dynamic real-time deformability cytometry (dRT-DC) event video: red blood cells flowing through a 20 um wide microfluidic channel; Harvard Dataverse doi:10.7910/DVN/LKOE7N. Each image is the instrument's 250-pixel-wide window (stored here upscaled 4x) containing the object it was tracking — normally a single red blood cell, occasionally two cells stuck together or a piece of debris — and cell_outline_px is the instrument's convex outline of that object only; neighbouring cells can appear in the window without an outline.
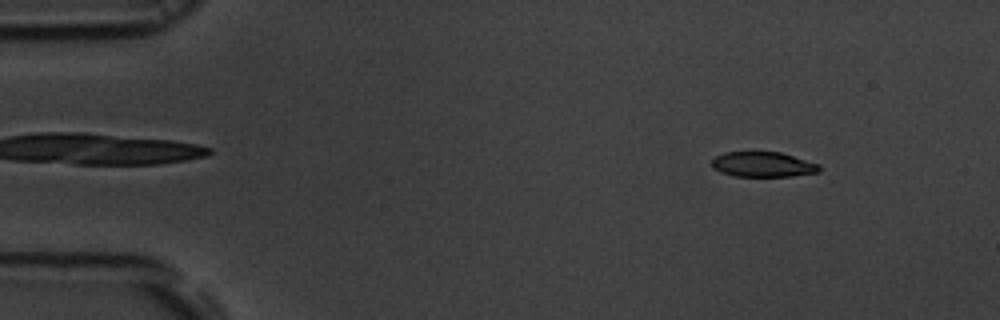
{"species": "common noctule bat (a hibernating species)", "species_latin": "Nyctalus noctula", "temperature_condition": "room temperature", "stored_images_in_passage": 54, "camera_frame_rate_fps": 3000, "um_per_image_px": 0.085, "animal": {"sex": "male", "body_mass_g": 19.5, "forearm_length_mm": 54.6}, "frame": {"image": 1, "passage_image": 6, "time_ms": 1.667, "image_size_px": [1000, 320], "cell_outline_px": [[820, 172], [792, 176], [732, 176], [720, 172], [712, 168], [712, 160], [716, 156], [724, 152], [780, 152], [820, 164]], "centroid_in_image_um": [64.84, 13.98], "position_along_channel_um": 20.2, "area_um2": 15.78}}
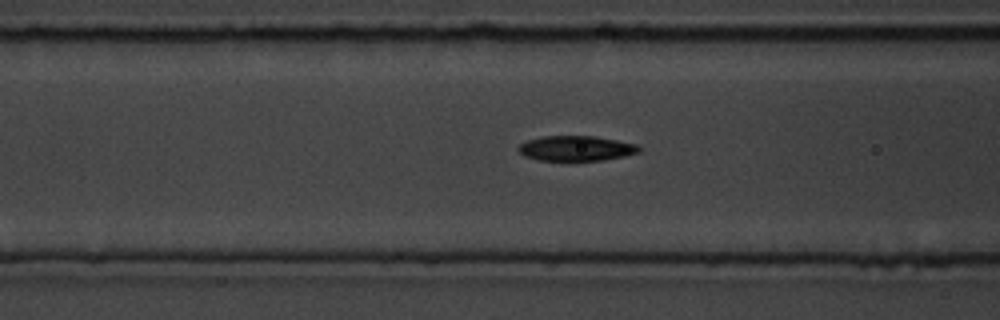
{"frame": {"image": 2, "passage_image": 21, "time_ms": 6.667, "image_size_px": [1000, 320], "cell_outline_px": [[640, 152], [624, 156], [604, 160], [540, 160], [524, 156], [516, 148], [520, 144], [528, 140], [544, 136], [596, 136], [636, 144], [640, 148]], "centroid_in_image_um": [48.97, 12.6], "position_along_channel_um": 117.6, "area_um2": 17.51}}
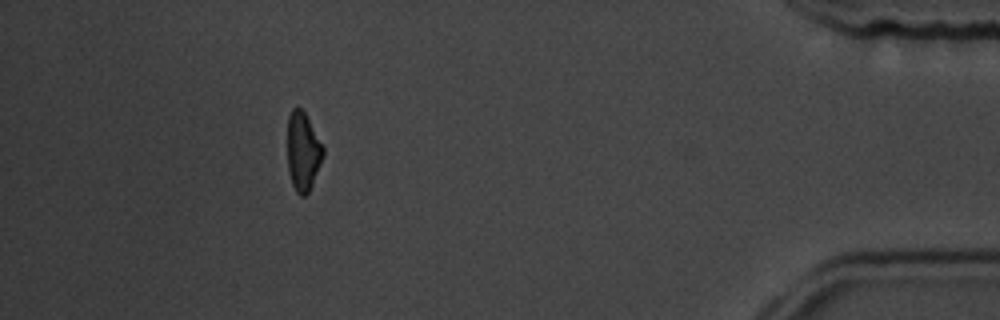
{"frame": {"image": 3, "passage_image": 49, "time_ms": 16.0, "image_size_px": [1000, 320], "cell_outline_px": [[324, 156], [312, 184], [308, 192], [304, 196], [300, 196], [296, 192], [292, 184], [288, 172], [288, 116], [292, 108], [300, 108], [304, 112], [324, 148]], "centroid_in_image_um": [25.74, 12.9], "position_along_channel_um": 409.5, "area_um2": 16.18}, "authors_computed_cell_mechanics": {"area_um2": 17.5712, "velocity_mm_per_s": 3.7232, "shape_relaxation_time_tau1_ms": 3.0166, "shape_relaxation_time_tau2_ms": 1.7995, "deformation_change_tau1": 0.1449, "deformation_change_tau2": 0.0726}}